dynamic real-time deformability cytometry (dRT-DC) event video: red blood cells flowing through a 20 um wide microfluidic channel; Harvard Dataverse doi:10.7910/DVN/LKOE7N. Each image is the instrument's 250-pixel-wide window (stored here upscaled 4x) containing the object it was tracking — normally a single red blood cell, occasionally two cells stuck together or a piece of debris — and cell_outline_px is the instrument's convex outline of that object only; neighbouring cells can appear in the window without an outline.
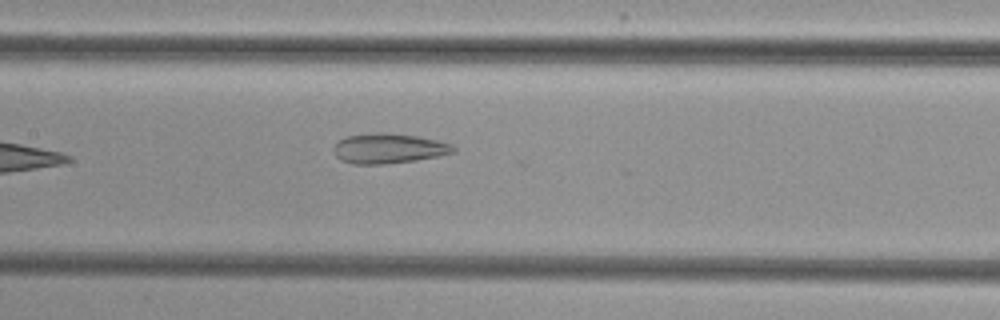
{"species": "common noctule bat (a hibernating species)", "species_latin": "Nyctalus noctula", "temperature_condition": "cold", "stored_images_in_passage": 7, "camera_frame_rate_fps": 3000, "um_per_image_px": 0.085, "animal": {"sex": "female", "body_mass_g": 29.2, "forearm_length_mm": 56.3}, "frame": {"image": 1, "passage_image": 7, "time_ms": 8.667, "image_size_px": [1000, 320], "cell_outline_px": [[456, 152], [440, 156], [416, 160], [384, 164], [352, 164], [340, 160], [336, 156], [332, 148], [340, 140], [348, 136], [380, 132], [388, 132], [420, 136], [452, 144], [456, 148]], "centroid_in_image_um": [33.07, 12.62], "position_along_channel_um": 174.3, "area_um2": 21.1}}